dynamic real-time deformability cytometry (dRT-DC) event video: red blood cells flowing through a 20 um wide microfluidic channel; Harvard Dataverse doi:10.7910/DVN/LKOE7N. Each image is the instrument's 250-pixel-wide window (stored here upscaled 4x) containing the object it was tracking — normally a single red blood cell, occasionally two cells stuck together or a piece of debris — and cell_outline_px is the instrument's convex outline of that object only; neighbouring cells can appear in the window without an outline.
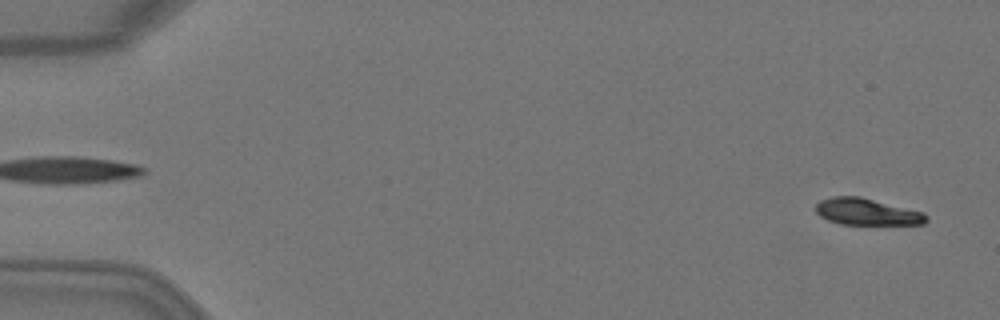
{"species": "Egyptian fruit bat (a non-hibernating species)", "species_latin": "Rousettus aegyptiacus", "temperature_condition": "warm", "stored_images_in_passage": 4, "segment_of_instrument_passage": [2, 2], "camera_frame_rate_fps": 3000, "um_per_image_px": 0.085, "animal": {"sex": "female"}, "frame": {"image": 1, "passage_image": 4, "time_ms": 1.0, "image_size_px": [1000, 320], "cell_outline_px": [[928, 220], [924, 224], [840, 224], [828, 220], [820, 216], [816, 212], [816, 204], [820, 200], [832, 196], [860, 196], [924, 212], [928, 216]], "centroid_in_image_um": [73.69, 18.0], "position_along_channel_um": 11.3, "area_um2": 17.22}}